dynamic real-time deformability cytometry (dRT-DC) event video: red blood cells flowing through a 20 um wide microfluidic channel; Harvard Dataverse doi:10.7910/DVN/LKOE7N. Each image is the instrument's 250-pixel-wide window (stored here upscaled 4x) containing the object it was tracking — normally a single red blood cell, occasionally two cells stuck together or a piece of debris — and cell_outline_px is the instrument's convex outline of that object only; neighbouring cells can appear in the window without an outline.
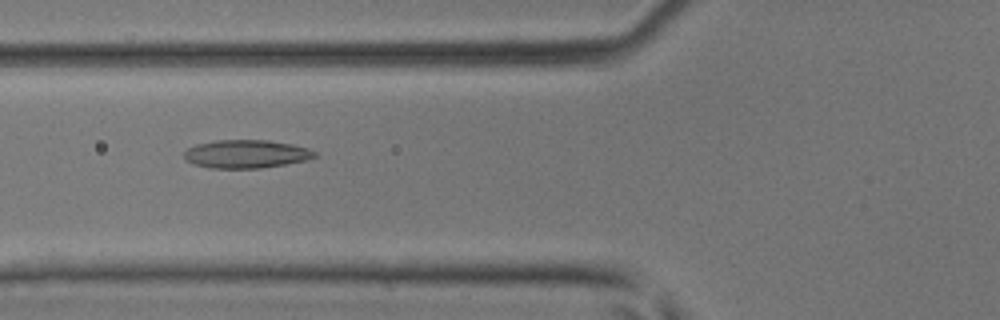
{"species": "common noctule bat (a hibernating species)", "species_latin": "Nyctalus noctula", "temperature_condition": "room temperature", "stored_images_in_passage": 47, "camera_frame_rate_fps": 3000, "um_per_image_px": 0.085, "animal": {"sex": "male", "body_mass_g": 17.9, "forearm_length_mm": 54.2}, "frame": {"image": 1, "passage_image": 18, "time_ms": 5.667, "image_size_px": [1000, 320], "cell_outline_px": [[320, 156], [304, 160], [284, 164], [260, 168], [208, 168], [184, 160], [184, 152], [188, 148], [196, 144], [216, 140], [268, 140], [292, 144], [308, 148], [316, 152]], "centroid_in_image_um": [20.92, 13.08], "position_along_channel_um": 104.9, "area_um2": 21.5}}
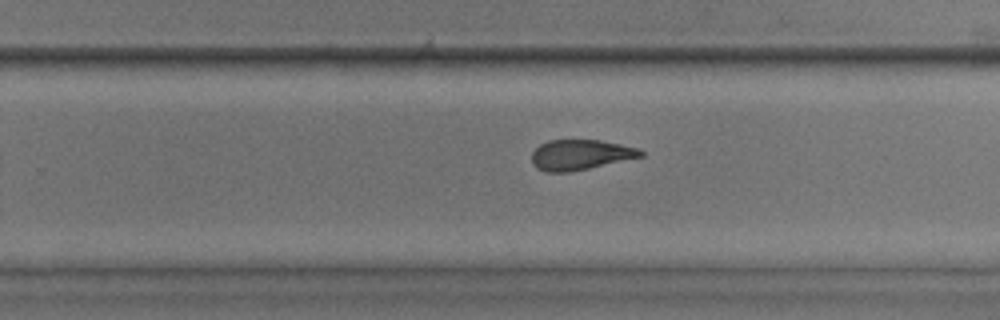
{"frame": {"image": 2, "passage_image": 30, "time_ms": 9.667, "image_size_px": [1000, 320], "cell_outline_px": [[644, 156], [588, 168], [568, 172], [548, 172], [536, 168], [532, 164], [532, 152], [540, 144], [548, 140], [600, 140], [620, 144], [636, 148], [644, 152]], "centroid_in_image_um": [49.3, 13.15], "position_along_channel_um": 280.5, "area_um2": 19.07}}
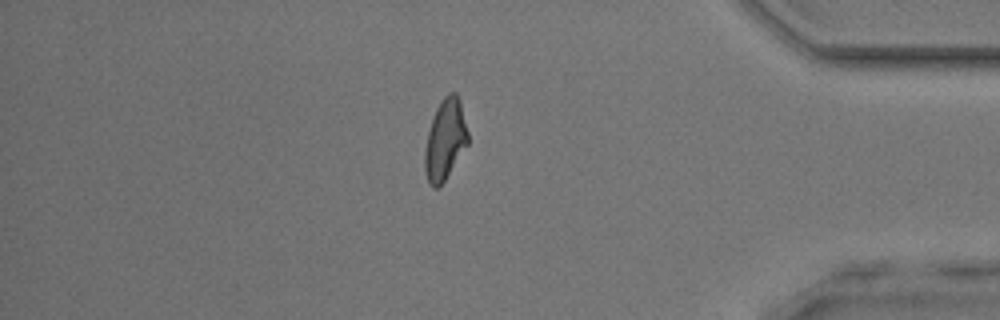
{"frame": {"image": 3, "passage_image": 40, "time_ms": 13.0, "image_size_px": [1000, 320], "cell_outline_px": [[468, 144], [444, 180], [436, 188], [432, 188], [428, 184], [424, 168], [424, 152], [428, 132], [436, 108], [440, 100], [448, 92], [456, 92], [460, 100], [468, 132]], "centroid_in_image_um": [37.83, 11.85], "position_along_channel_um": 397.4, "area_um2": 20.23}}